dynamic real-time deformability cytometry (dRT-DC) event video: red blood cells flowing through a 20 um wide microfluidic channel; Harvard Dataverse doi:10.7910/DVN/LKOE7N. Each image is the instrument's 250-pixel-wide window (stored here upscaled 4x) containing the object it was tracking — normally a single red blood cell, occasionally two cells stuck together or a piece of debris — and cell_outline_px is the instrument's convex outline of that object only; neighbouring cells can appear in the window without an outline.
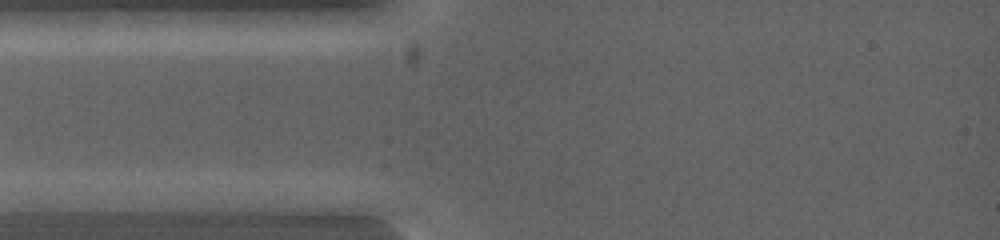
{"species": "common noctule bat (a hibernating species)", "species_latin": "Nyctalus noctula", "temperature_condition": "warm", "stored_images_in_passage": 3, "segment_of_instrument_passage": [1, 2], "camera_frame_rate_fps": 5000, "um_per_image_px": 0.085, "animal": {"sex": "female", "body_mass_g": 19.0, "forearm_length_mm": 53.3}, "frame": {"image": 1, "passage_image": 1, "time_ms": 0.0, "image_size_px": [1000, 240], "cell_outline_px": [[124, 200], [96, 212], [16, 212], [12, 200], [80, 192], [124, 192]], "centroid_in_image_um": [5.9, 17.21], "position_along_channel_um": 79.1, "area_um2": 12.83}}